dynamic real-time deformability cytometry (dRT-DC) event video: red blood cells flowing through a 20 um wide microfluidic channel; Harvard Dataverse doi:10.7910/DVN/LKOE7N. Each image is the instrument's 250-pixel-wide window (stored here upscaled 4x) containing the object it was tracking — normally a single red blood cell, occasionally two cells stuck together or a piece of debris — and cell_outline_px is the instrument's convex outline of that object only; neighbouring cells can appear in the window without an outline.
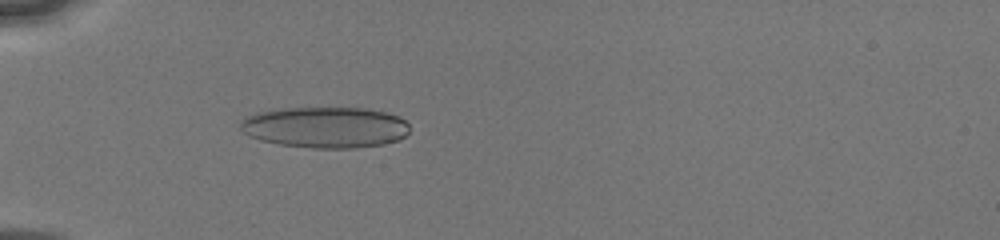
{"species": "human", "species_latin": "Homo sapiens", "temperature_condition": "cold", "stored_images_in_passage": 17, "camera_frame_rate_fps": 3000, "um_per_image_px": 0.085, "donor": {"sex": "male"}, "frame": {"image": 1, "passage_image": 7, "time_ms": 3.667, "image_size_px": [1000, 240], "cell_outline_px": [[408, 132], [400, 140], [384, 144], [356, 148], [312, 148], [280, 144], [260, 140], [248, 136], [240, 128], [240, 124], [248, 116], [256, 112], [284, 108], [368, 108], [400, 116], [408, 124]], "centroid_in_image_um": [27.67, 10.82], "position_along_channel_um": 57.3, "area_um2": 40.58}}
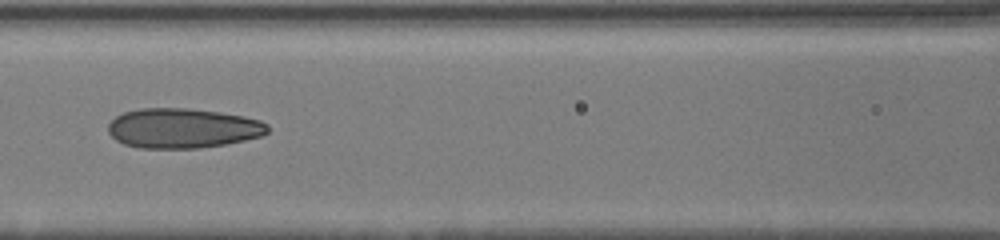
{"frame": {"image": 2, "passage_image": 14, "time_ms": 6.333, "image_size_px": [1000, 240], "cell_outline_px": [[268, 132], [260, 136], [244, 140], [224, 144], [200, 148], [140, 148], [124, 144], [116, 140], [108, 132], [108, 124], [116, 116], [124, 112], [140, 108], [188, 108], [220, 112], [244, 116], [260, 120], [268, 124]], "centroid_in_image_um": [15.52, 10.89], "position_along_channel_um": 151.1, "area_um2": 37.05}}
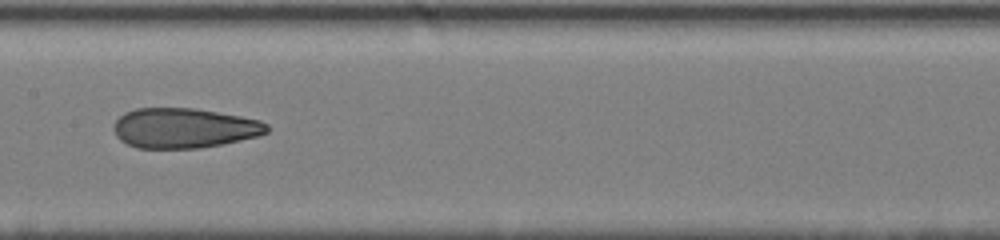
{"frame": {"image": 3, "passage_image": 16, "time_ms": 7.333, "image_size_px": [1000, 240], "cell_outline_px": [[268, 132], [256, 136], [240, 140], [200, 148], [136, 148], [120, 140], [116, 136], [112, 128], [116, 120], [124, 112], [136, 108], [196, 108], [240, 116], [260, 120], [268, 124]], "centroid_in_image_um": [15.61, 10.88], "position_along_channel_um": 191.8, "area_um2": 35.72}}